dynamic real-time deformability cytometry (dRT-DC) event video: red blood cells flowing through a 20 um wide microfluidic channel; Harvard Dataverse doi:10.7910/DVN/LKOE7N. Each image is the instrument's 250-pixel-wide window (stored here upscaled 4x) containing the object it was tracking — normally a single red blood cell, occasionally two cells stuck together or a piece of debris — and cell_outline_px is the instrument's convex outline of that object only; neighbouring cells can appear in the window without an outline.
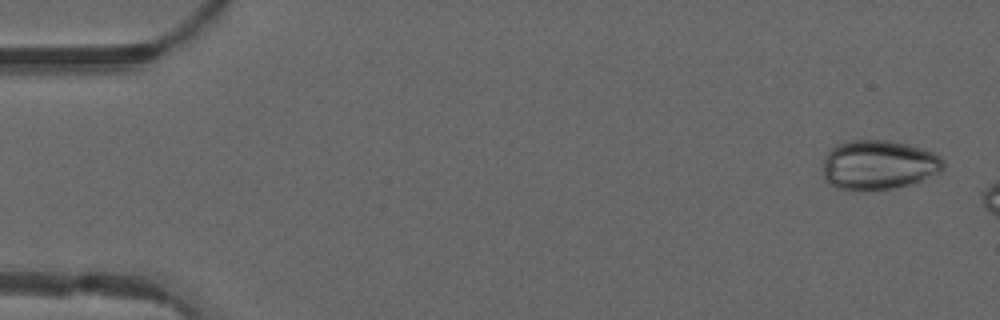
{"species": "common noctule bat (a hibernating species)", "species_latin": "Nyctalus noctula", "temperature_condition": "warm", "stored_images_in_passage": 7, "camera_frame_rate_fps": 3000, "um_per_image_px": 0.085, "animal": {"sex": "male", "forearm_length_mm": 52.5}, "frame": {"image": 1, "passage_image": 2, "time_ms": 0.333, "image_size_px": [1000, 320], "cell_outline_px": [[944, 168], [940, 172], [920, 184], [864, 192], [848, 192], [836, 188], [828, 184], [824, 180], [824, 160], [828, 152], [836, 144], [848, 140], [888, 140], [908, 144], [924, 148], [940, 156], [944, 160]], "centroid_in_image_um": [74.7, 14.06], "position_along_channel_um": 10.3, "area_um2": 36.01}}